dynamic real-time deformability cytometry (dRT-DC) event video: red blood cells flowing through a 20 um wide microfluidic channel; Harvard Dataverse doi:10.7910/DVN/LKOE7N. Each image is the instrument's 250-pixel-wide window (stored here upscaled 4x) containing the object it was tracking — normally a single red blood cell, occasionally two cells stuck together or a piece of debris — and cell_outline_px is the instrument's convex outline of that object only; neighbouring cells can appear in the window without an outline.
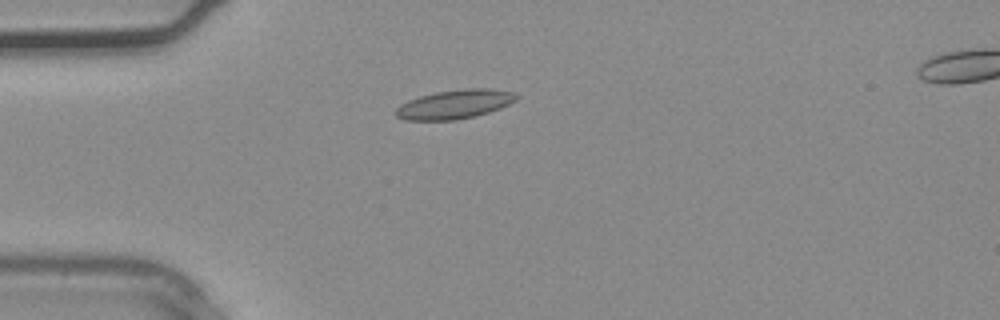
{"species": "common noctule bat (a hibernating species)", "species_latin": "Nyctalus noctula", "temperature_condition": "warm", "stored_images_in_passage": 4, "camera_frame_rate_fps": 3000, "um_per_image_px": 0.085, "animal": {"sex": "male", "body_mass_g": 20.4}, "frame": {"image": 1, "passage_image": 3, "time_ms": 0.667, "image_size_px": [1000, 320], "cell_outline_px": [[520, 96], [516, 100], [500, 108], [476, 116], [456, 120], [404, 120], [396, 116], [396, 108], [400, 104], [408, 100], [420, 96], [436, 92], [464, 88], [488, 88], [512, 92]], "centroid_in_image_um": [38.64, 8.86], "position_along_channel_um": 46.4, "area_um2": 20.4}}